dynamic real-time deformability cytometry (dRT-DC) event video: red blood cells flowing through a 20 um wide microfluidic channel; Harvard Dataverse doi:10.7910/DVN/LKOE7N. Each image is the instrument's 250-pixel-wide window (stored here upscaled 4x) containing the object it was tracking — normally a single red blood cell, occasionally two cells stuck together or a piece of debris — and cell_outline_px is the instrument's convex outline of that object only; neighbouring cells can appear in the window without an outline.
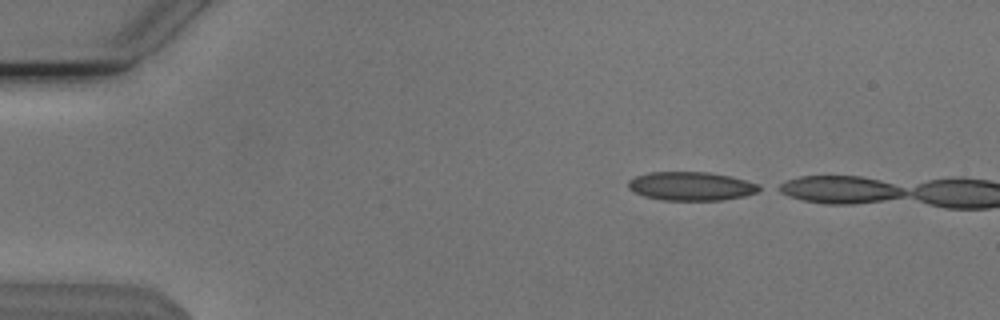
{"species": "Egyptian fruit bat (a non-hibernating species)", "species_latin": "Rousettus aegyptiacus", "temperature_condition": "cold", "stored_images_in_passage": 4, "camera_frame_rate_fps": 3000, "um_per_image_px": 0.085, "animal": {"sex": "male"}, "frame": {"image": 1, "passage_image": 1, "time_ms": 0.0, "image_size_px": [1000, 320], "cell_outline_px": [[764, 188], [756, 192], [744, 196], [720, 200], [664, 200], [644, 196], [628, 188], [628, 180], [636, 176], [648, 172], [708, 172], [728, 176], [760, 184]], "centroid_in_image_um": [58.75, 15.82], "position_along_channel_um": 26.3, "area_um2": 21.79}}